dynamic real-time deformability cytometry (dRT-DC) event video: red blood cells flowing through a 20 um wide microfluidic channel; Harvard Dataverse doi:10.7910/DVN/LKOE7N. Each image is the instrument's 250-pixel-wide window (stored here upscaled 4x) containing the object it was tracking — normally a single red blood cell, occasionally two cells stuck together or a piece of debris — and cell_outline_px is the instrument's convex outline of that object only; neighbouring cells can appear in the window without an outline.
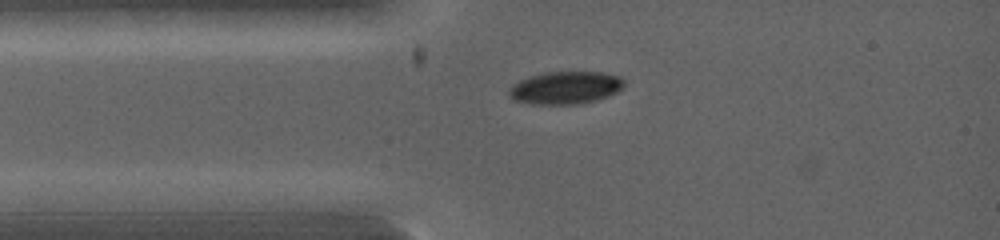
{"species": "common noctule bat (a hibernating species)", "species_latin": "Nyctalus noctula", "temperature_condition": "warm", "stored_images_in_passage": 27, "camera_frame_rate_fps": 5000, "um_per_image_px": 0.085, "animal": {"sex": "female", "body_mass_g": 19.0, "forearm_length_mm": 53.3}, "frame": {"image": 1, "passage_image": 4, "time_ms": 0.8, "image_size_px": [1000, 240], "cell_outline_px": [[624, 88], [608, 96], [596, 100], [580, 104], [532, 104], [516, 100], [508, 96], [508, 88], [512, 84], [528, 76], [544, 72], [604, 72], [620, 76], [624, 80]], "centroid_in_image_um": [48.06, 7.45], "position_along_channel_um": 36.9, "area_um2": 22.14}}
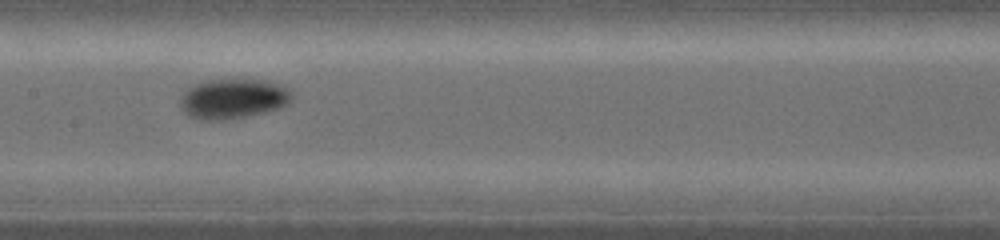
{"frame": {"image": 2, "passage_image": 17, "time_ms": 3.4, "image_size_px": [1000, 240], "cell_outline_px": [[296, 96], [288, 104], [280, 108], [264, 112], [224, 120], [196, 120], [188, 116], [180, 108], [180, 96], [192, 84], [204, 80], [264, 80], [288, 88]], "centroid_in_image_um": [19.78, 8.4], "position_along_channel_um": 187.6, "area_um2": 26.24}}
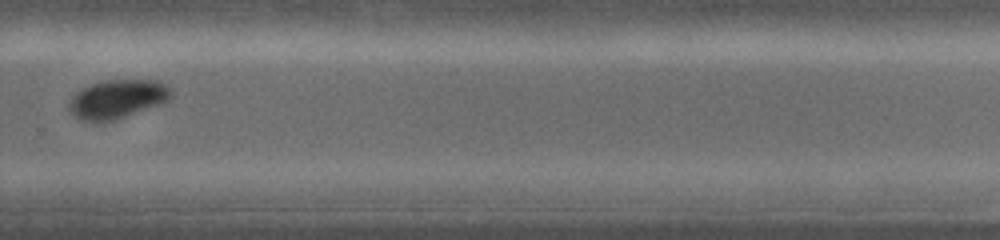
{"frame": {"image": 3, "passage_image": 26, "time_ms": 5.6, "image_size_px": [1000, 240], "cell_outline_px": [[172, 96], [168, 100], [160, 104], [116, 120], [96, 124], [80, 120], [72, 116], [68, 108], [68, 104], [72, 96], [76, 92], [88, 84], [100, 80], [160, 80], [172, 88]], "centroid_in_image_um": [9.94, 8.44], "position_along_channel_um": 319.9, "area_um2": 23.81}}